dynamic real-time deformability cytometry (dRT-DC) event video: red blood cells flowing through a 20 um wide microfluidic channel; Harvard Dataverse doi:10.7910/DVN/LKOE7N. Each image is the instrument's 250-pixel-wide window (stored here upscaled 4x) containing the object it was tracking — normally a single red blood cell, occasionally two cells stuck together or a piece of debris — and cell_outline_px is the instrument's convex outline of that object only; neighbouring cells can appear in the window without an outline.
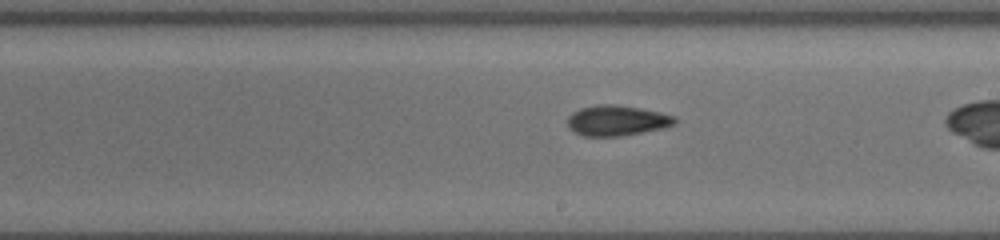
{"species": "common noctule bat (a hibernating species)", "species_latin": "Nyctalus noctula", "temperature_condition": "cold", "stored_images_in_passage": 46, "camera_frame_rate_fps": 3000, "um_per_image_px": 0.085, "animal": {"sex": "female", "body_mass_g": 19.5, "forearm_length_mm": 54.1}, "frame": {"image": 1, "passage_image": 32, "time_ms": 10.667, "image_size_px": [1000, 240], "cell_outline_px": [[676, 124], [664, 128], [620, 136], [584, 136], [568, 128], [568, 116], [572, 112], [580, 108], [596, 104], [616, 104], [640, 108], [660, 112], [676, 116]], "centroid_in_image_um": [52.44, 10.23], "position_along_channel_um": 236.6, "area_um2": 19.13}}